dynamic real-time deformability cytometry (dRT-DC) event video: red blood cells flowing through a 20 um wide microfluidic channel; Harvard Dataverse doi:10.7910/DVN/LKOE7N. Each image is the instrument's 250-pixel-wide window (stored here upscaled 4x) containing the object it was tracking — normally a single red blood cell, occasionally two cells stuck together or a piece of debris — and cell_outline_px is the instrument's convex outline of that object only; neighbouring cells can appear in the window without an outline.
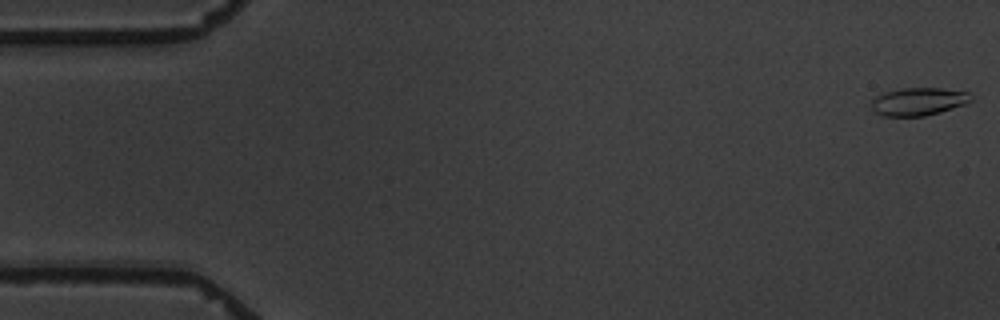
{"species": "common noctule bat (a hibernating species)", "species_latin": "Nyctalus noctula", "temperature_condition": "warm", "stored_images_in_passage": 15, "camera_frame_rate_fps": 3000, "um_per_image_px": 0.085, "animal": {"sex": "male", "body_mass_g": 19.5, "forearm_length_mm": 54.6}, "frame": {"image": 1, "passage_image": 1, "time_ms": 0.0, "image_size_px": [1000, 320], "cell_outline_px": [[972, 100], [964, 104], [940, 112], [924, 116], [880, 116], [872, 112], [872, 100], [876, 96], [884, 92], [900, 88], [940, 88], [968, 92]], "centroid_in_image_um": [78.01, 8.63], "position_along_channel_um": 7.0, "area_um2": 16.18}}
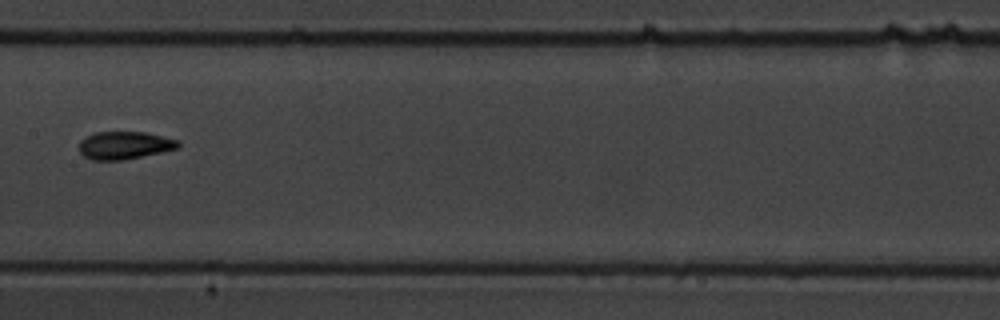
{"frame": {"image": 2, "passage_image": 8, "time_ms": 9.333, "image_size_px": [1000, 320], "cell_outline_px": [[180, 148], [124, 160], [92, 160], [84, 156], [80, 152], [80, 140], [84, 136], [96, 132], [144, 132], [180, 140]], "centroid_in_image_um": [10.59, 12.35], "position_along_channel_um": 196.8, "area_um2": 16.13}}
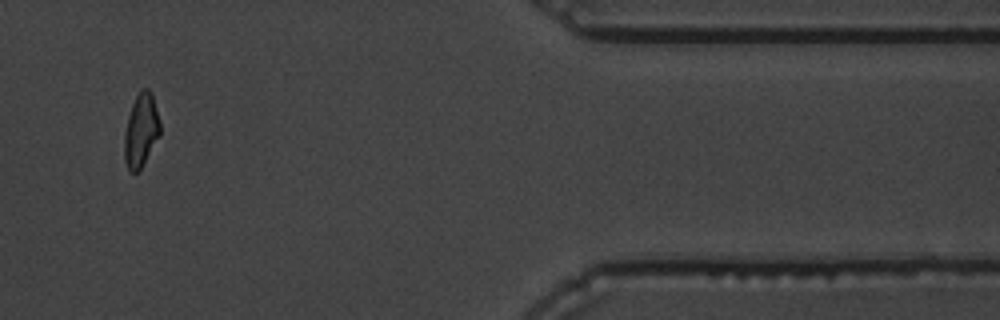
{"frame": {"image": 3, "passage_image": 13, "time_ms": 16.333, "image_size_px": [1000, 320], "cell_outline_px": [[160, 132], [140, 168], [136, 172], [128, 172], [124, 160], [124, 132], [128, 116], [132, 104], [140, 88], [148, 88], [152, 92], [160, 120]], "centroid_in_image_um": [11.96, 11.03], "position_along_channel_um": 399.4, "area_um2": 15.2}, "authors_computed_cell_mechanics": {"area_um2": 15.6638, "velocity_mm_per_s": 3.4788, "shape_relaxation_time_tau1_ms": 8.6459, "shape_relaxation_time_tau2_ms": 1.1303, "deformation_change_tau1": 0.2092, "deformation_change_tau2": 0.0665}}